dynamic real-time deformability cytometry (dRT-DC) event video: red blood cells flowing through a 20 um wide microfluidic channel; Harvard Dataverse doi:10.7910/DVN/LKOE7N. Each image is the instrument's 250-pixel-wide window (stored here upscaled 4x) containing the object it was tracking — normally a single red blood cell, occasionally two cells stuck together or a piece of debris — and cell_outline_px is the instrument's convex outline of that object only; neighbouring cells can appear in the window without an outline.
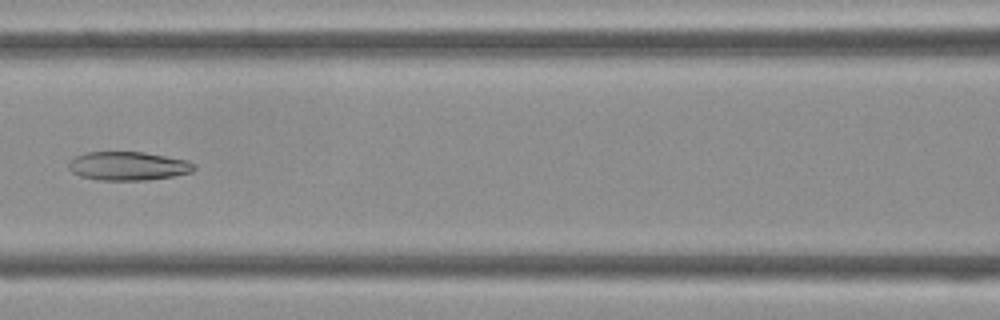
{"species": "Egyptian fruit bat (a non-hibernating species)", "species_latin": "Rousettus aegyptiacus", "temperature_condition": "cold", "stored_images_in_passage": 44, "camera_frame_rate_fps": 3000, "um_per_image_px": 0.085, "frame": {"image": 1, "passage_image": 19, "time_ms": 6.0, "image_size_px": [1000, 320], "cell_outline_px": [[196, 168], [192, 172], [172, 176], [148, 180], [96, 180], [80, 176], [72, 172], [68, 168], [68, 160], [76, 156], [88, 152], [144, 152], [188, 160], [196, 164]], "centroid_in_image_um": [10.89, 14.11], "position_along_channel_um": 155.7, "area_um2": 21.15}}
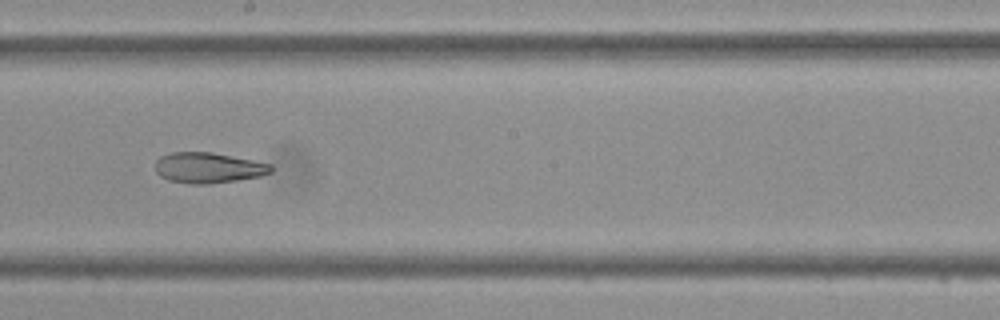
{"frame": {"image": 2, "passage_image": 24, "time_ms": 7.667, "image_size_px": [1000, 320], "cell_outline_px": [[272, 172], [260, 176], [236, 180], [208, 184], [192, 184], [168, 180], [160, 176], [156, 172], [156, 160], [160, 156], [172, 152], [212, 152], [272, 164]], "centroid_in_image_um": [17.69, 14.26], "position_along_channel_um": 230.5, "area_um2": 20.58}}
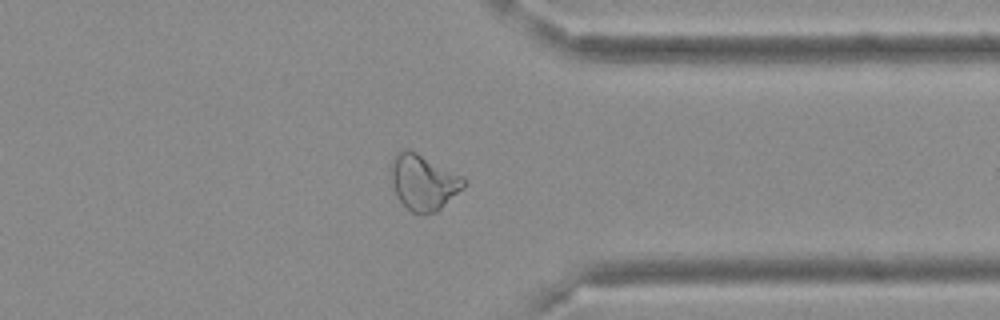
{"frame": {"image": 3, "passage_image": 34, "time_ms": 11.0, "image_size_px": [1000, 320], "cell_outline_px": [[468, 180], [464, 188], [436, 212], [424, 216], [412, 212], [400, 200], [396, 192], [388, 168], [392, 160], [400, 148], [408, 148], [464, 176]], "centroid_in_image_um": [36.01, 15.47], "position_along_channel_um": 375.4, "area_um2": 23.93}}